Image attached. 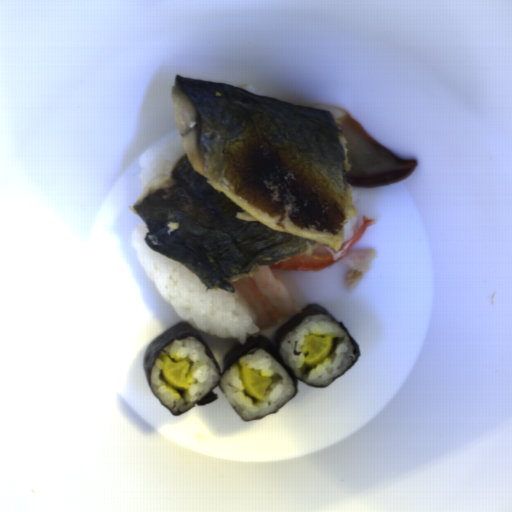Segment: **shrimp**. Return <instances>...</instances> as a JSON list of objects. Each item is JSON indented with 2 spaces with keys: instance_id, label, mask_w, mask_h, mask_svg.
<instances>
[{
  "instance_id": "1",
  "label": "shrimp",
  "mask_w": 512,
  "mask_h": 512,
  "mask_svg": "<svg viewBox=\"0 0 512 512\" xmlns=\"http://www.w3.org/2000/svg\"><path fill=\"white\" fill-rule=\"evenodd\" d=\"M378 219L363 216L358 231L342 242L338 251L327 244H316L311 250L274 262L233 286L249 302L256 314V325L260 330L276 327L300 313L301 307L288 288L277 278L274 271H319L326 269L342 257L364 235L368 226L377 225Z\"/></svg>"
}]
</instances>
